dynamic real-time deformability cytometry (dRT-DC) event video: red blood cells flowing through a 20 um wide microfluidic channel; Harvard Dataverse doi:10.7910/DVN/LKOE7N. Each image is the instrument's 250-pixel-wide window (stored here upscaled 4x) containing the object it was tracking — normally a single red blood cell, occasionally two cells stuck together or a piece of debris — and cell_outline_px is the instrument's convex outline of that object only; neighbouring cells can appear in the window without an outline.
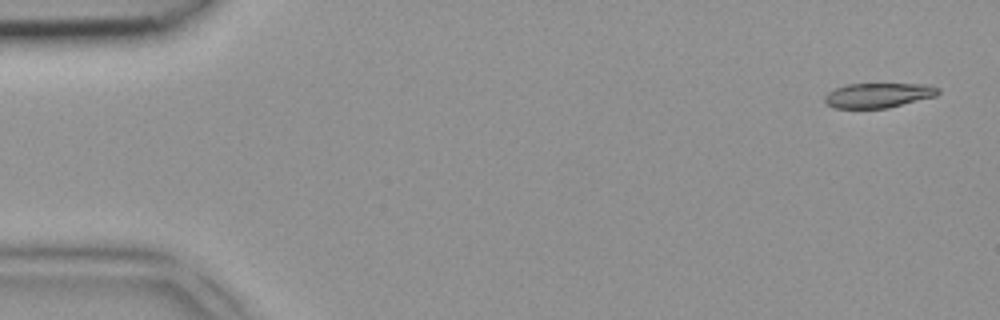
{"species": "common noctule bat (a hibernating species)", "species_latin": "Nyctalus noctula", "temperature_condition": "room temperature", "stored_images_in_passage": 4, "camera_frame_rate_fps": 3000, "um_per_image_px": 0.085, "animal": {"sex": "female", "body_mass_g": 18.4}, "frame": {"image": 1, "passage_image": 1, "time_ms": 0.0, "image_size_px": [1000, 320], "cell_outline_px": [[940, 92], [936, 96], [888, 108], [832, 108], [824, 100], [824, 96], [828, 92], [836, 88], [848, 84], [932, 84], [940, 88]], "centroid_in_image_um": [74.69, 8.09], "position_along_channel_um": 10.3, "area_um2": 16.47}}
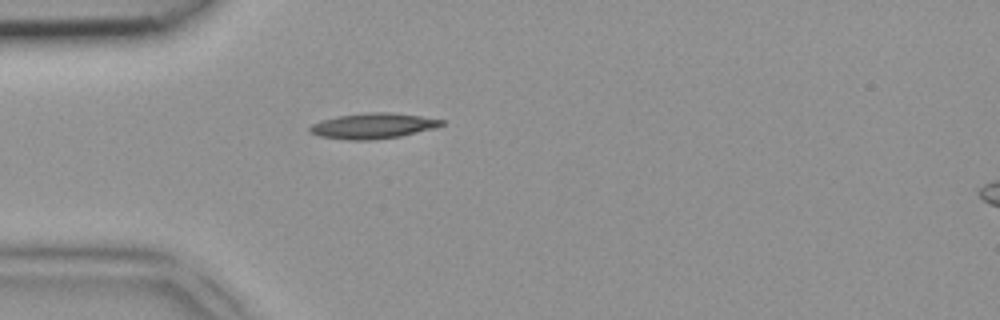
{"frame": {"image": 2, "passage_image": 4, "time_ms": 1.0, "image_size_px": [1000, 320], "cell_outline_px": [[444, 124], [436, 128], [400, 136], [372, 140], [348, 140], [320, 136], [308, 132], [308, 128], [312, 124], [320, 120], [336, 116], [368, 112], [388, 112], [420, 116], [444, 120]], "centroid_in_image_um": [31.67, 10.7], "position_along_channel_um": 53.3, "area_um2": 19.65}}